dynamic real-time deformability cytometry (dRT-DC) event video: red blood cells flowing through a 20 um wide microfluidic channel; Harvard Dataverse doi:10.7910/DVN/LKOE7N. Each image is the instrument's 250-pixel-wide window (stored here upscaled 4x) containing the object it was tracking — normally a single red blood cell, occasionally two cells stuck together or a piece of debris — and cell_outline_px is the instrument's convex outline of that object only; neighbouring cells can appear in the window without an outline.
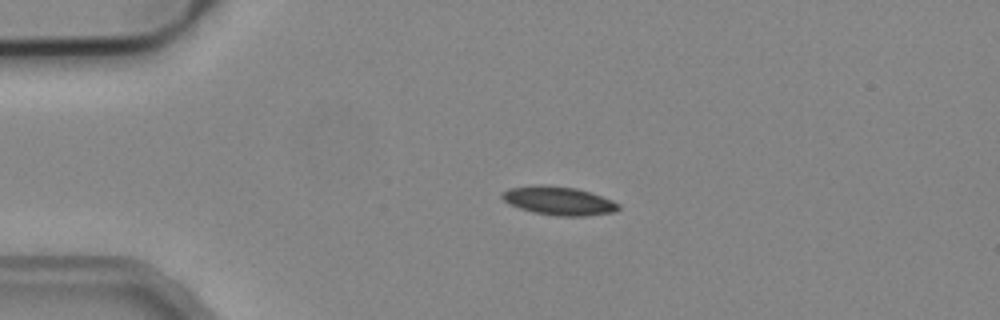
{"species": "common noctule bat (a hibernating species)", "species_latin": "Nyctalus noctula", "temperature_condition": "cold", "stored_images_in_passage": 2, "camera_frame_rate_fps": 3000, "um_per_image_px": 0.085, "animal": {"sex": "male", "body_mass_g": 19.2, "forearm_length_mm": 51.8}, "frame": {"image": 1, "passage_image": 1, "time_ms": 0.0, "image_size_px": [1000, 320], "cell_outline_px": [[620, 208], [616, 212], [584, 216], [560, 216], [536, 212], [520, 208], [504, 200], [500, 196], [500, 192], [508, 188], [532, 184], [540, 184], [576, 188], [612, 200], [620, 204]], "centroid_in_image_um": [47.48, 17.05], "position_along_channel_um": 37.5, "area_um2": 19.31}}